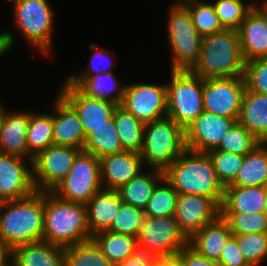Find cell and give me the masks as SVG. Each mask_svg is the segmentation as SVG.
I'll return each instance as SVG.
<instances>
[{
    "label": "cell",
    "instance_id": "15",
    "mask_svg": "<svg viewBox=\"0 0 267 266\" xmlns=\"http://www.w3.org/2000/svg\"><path fill=\"white\" fill-rule=\"evenodd\" d=\"M236 122L234 118L203 111L185 130L186 148L199 153L216 149Z\"/></svg>",
    "mask_w": 267,
    "mask_h": 266
},
{
    "label": "cell",
    "instance_id": "26",
    "mask_svg": "<svg viewBox=\"0 0 267 266\" xmlns=\"http://www.w3.org/2000/svg\"><path fill=\"white\" fill-rule=\"evenodd\" d=\"M66 81L87 96L117 105H121L126 88V85L120 86L113 72L100 73L90 77H68Z\"/></svg>",
    "mask_w": 267,
    "mask_h": 266
},
{
    "label": "cell",
    "instance_id": "25",
    "mask_svg": "<svg viewBox=\"0 0 267 266\" xmlns=\"http://www.w3.org/2000/svg\"><path fill=\"white\" fill-rule=\"evenodd\" d=\"M12 266H65L64 247L45 241L16 246Z\"/></svg>",
    "mask_w": 267,
    "mask_h": 266
},
{
    "label": "cell",
    "instance_id": "6",
    "mask_svg": "<svg viewBox=\"0 0 267 266\" xmlns=\"http://www.w3.org/2000/svg\"><path fill=\"white\" fill-rule=\"evenodd\" d=\"M167 88V116L184 130L204 111L203 78L191 70H171Z\"/></svg>",
    "mask_w": 267,
    "mask_h": 266
},
{
    "label": "cell",
    "instance_id": "1",
    "mask_svg": "<svg viewBox=\"0 0 267 266\" xmlns=\"http://www.w3.org/2000/svg\"><path fill=\"white\" fill-rule=\"evenodd\" d=\"M90 239L86 204L65 201L53 192H44L42 241L65 248Z\"/></svg>",
    "mask_w": 267,
    "mask_h": 266
},
{
    "label": "cell",
    "instance_id": "51",
    "mask_svg": "<svg viewBox=\"0 0 267 266\" xmlns=\"http://www.w3.org/2000/svg\"><path fill=\"white\" fill-rule=\"evenodd\" d=\"M6 112H7L6 109L3 108L2 105L0 104V129Z\"/></svg>",
    "mask_w": 267,
    "mask_h": 266
},
{
    "label": "cell",
    "instance_id": "38",
    "mask_svg": "<svg viewBox=\"0 0 267 266\" xmlns=\"http://www.w3.org/2000/svg\"><path fill=\"white\" fill-rule=\"evenodd\" d=\"M256 1L250 0L249 4H244L242 0H217L213 6L222 27L237 31Z\"/></svg>",
    "mask_w": 267,
    "mask_h": 266
},
{
    "label": "cell",
    "instance_id": "14",
    "mask_svg": "<svg viewBox=\"0 0 267 266\" xmlns=\"http://www.w3.org/2000/svg\"><path fill=\"white\" fill-rule=\"evenodd\" d=\"M59 95L75 110L81 120L86 137L96 127L108 125L117 104L83 94L66 80Z\"/></svg>",
    "mask_w": 267,
    "mask_h": 266
},
{
    "label": "cell",
    "instance_id": "36",
    "mask_svg": "<svg viewBox=\"0 0 267 266\" xmlns=\"http://www.w3.org/2000/svg\"><path fill=\"white\" fill-rule=\"evenodd\" d=\"M189 10L197 32L203 37L222 31L224 28L216 15L213 4L201 0H180Z\"/></svg>",
    "mask_w": 267,
    "mask_h": 266
},
{
    "label": "cell",
    "instance_id": "12",
    "mask_svg": "<svg viewBox=\"0 0 267 266\" xmlns=\"http://www.w3.org/2000/svg\"><path fill=\"white\" fill-rule=\"evenodd\" d=\"M137 243L160 256L178 253L188 246V239L179 229L174 215L145 217Z\"/></svg>",
    "mask_w": 267,
    "mask_h": 266
},
{
    "label": "cell",
    "instance_id": "4",
    "mask_svg": "<svg viewBox=\"0 0 267 266\" xmlns=\"http://www.w3.org/2000/svg\"><path fill=\"white\" fill-rule=\"evenodd\" d=\"M245 63L238 32L223 29L203 36L199 59L191 71L203 79L244 76Z\"/></svg>",
    "mask_w": 267,
    "mask_h": 266
},
{
    "label": "cell",
    "instance_id": "9",
    "mask_svg": "<svg viewBox=\"0 0 267 266\" xmlns=\"http://www.w3.org/2000/svg\"><path fill=\"white\" fill-rule=\"evenodd\" d=\"M15 24L19 33L38 49L47 55L51 50V32L53 25V10L48 0H11Z\"/></svg>",
    "mask_w": 267,
    "mask_h": 266
},
{
    "label": "cell",
    "instance_id": "52",
    "mask_svg": "<svg viewBox=\"0 0 267 266\" xmlns=\"http://www.w3.org/2000/svg\"><path fill=\"white\" fill-rule=\"evenodd\" d=\"M264 8L265 10L267 11V0L265 1H262V3H260Z\"/></svg>",
    "mask_w": 267,
    "mask_h": 266
},
{
    "label": "cell",
    "instance_id": "37",
    "mask_svg": "<svg viewBox=\"0 0 267 266\" xmlns=\"http://www.w3.org/2000/svg\"><path fill=\"white\" fill-rule=\"evenodd\" d=\"M261 143L245 127L236 122L222 138L218 147L213 150H221L245 156Z\"/></svg>",
    "mask_w": 267,
    "mask_h": 266
},
{
    "label": "cell",
    "instance_id": "2",
    "mask_svg": "<svg viewBox=\"0 0 267 266\" xmlns=\"http://www.w3.org/2000/svg\"><path fill=\"white\" fill-rule=\"evenodd\" d=\"M164 178L179 194L212 198L221 206L224 187L207 153L186 149L164 172Z\"/></svg>",
    "mask_w": 267,
    "mask_h": 266
},
{
    "label": "cell",
    "instance_id": "42",
    "mask_svg": "<svg viewBox=\"0 0 267 266\" xmlns=\"http://www.w3.org/2000/svg\"><path fill=\"white\" fill-rule=\"evenodd\" d=\"M238 247L249 266H259L267 257V233L235 235Z\"/></svg>",
    "mask_w": 267,
    "mask_h": 266
},
{
    "label": "cell",
    "instance_id": "5",
    "mask_svg": "<svg viewBox=\"0 0 267 266\" xmlns=\"http://www.w3.org/2000/svg\"><path fill=\"white\" fill-rule=\"evenodd\" d=\"M186 149L185 130L170 117L144 125L140 152L144 165L164 172Z\"/></svg>",
    "mask_w": 267,
    "mask_h": 266
},
{
    "label": "cell",
    "instance_id": "46",
    "mask_svg": "<svg viewBox=\"0 0 267 266\" xmlns=\"http://www.w3.org/2000/svg\"><path fill=\"white\" fill-rule=\"evenodd\" d=\"M158 256L154 251L137 243L133 254L117 266H151Z\"/></svg>",
    "mask_w": 267,
    "mask_h": 266
},
{
    "label": "cell",
    "instance_id": "50",
    "mask_svg": "<svg viewBox=\"0 0 267 266\" xmlns=\"http://www.w3.org/2000/svg\"><path fill=\"white\" fill-rule=\"evenodd\" d=\"M14 41L15 37L11 32L0 33V57L12 48Z\"/></svg>",
    "mask_w": 267,
    "mask_h": 266
},
{
    "label": "cell",
    "instance_id": "47",
    "mask_svg": "<svg viewBox=\"0 0 267 266\" xmlns=\"http://www.w3.org/2000/svg\"><path fill=\"white\" fill-rule=\"evenodd\" d=\"M182 266H222L217 260L206 259L198 255L189 246L178 252Z\"/></svg>",
    "mask_w": 267,
    "mask_h": 266
},
{
    "label": "cell",
    "instance_id": "27",
    "mask_svg": "<svg viewBox=\"0 0 267 266\" xmlns=\"http://www.w3.org/2000/svg\"><path fill=\"white\" fill-rule=\"evenodd\" d=\"M237 122L263 143L267 139V95L245 89Z\"/></svg>",
    "mask_w": 267,
    "mask_h": 266
},
{
    "label": "cell",
    "instance_id": "17",
    "mask_svg": "<svg viewBox=\"0 0 267 266\" xmlns=\"http://www.w3.org/2000/svg\"><path fill=\"white\" fill-rule=\"evenodd\" d=\"M25 158L0 153V200H19L36 190L32 180V167ZM25 162V163H24Z\"/></svg>",
    "mask_w": 267,
    "mask_h": 266
},
{
    "label": "cell",
    "instance_id": "13",
    "mask_svg": "<svg viewBox=\"0 0 267 266\" xmlns=\"http://www.w3.org/2000/svg\"><path fill=\"white\" fill-rule=\"evenodd\" d=\"M121 107L144 124L167 116L166 84H127Z\"/></svg>",
    "mask_w": 267,
    "mask_h": 266
},
{
    "label": "cell",
    "instance_id": "40",
    "mask_svg": "<svg viewBox=\"0 0 267 266\" xmlns=\"http://www.w3.org/2000/svg\"><path fill=\"white\" fill-rule=\"evenodd\" d=\"M144 218L145 213L143 209L123 202L114 216L108 231L118 234H127L137 238L142 228Z\"/></svg>",
    "mask_w": 267,
    "mask_h": 266
},
{
    "label": "cell",
    "instance_id": "3",
    "mask_svg": "<svg viewBox=\"0 0 267 266\" xmlns=\"http://www.w3.org/2000/svg\"><path fill=\"white\" fill-rule=\"evenodd\" d=\"M44 192L35 191L27 198L3 201L0 207V239L12 249L42 241Z\"/></svg>",
    "mask_w": 267,
    "mask_h": 266
},
{
    "label": "cell",
    "instance_id": "34",
    "mask_svg": "<svg viewBox=\"0 0 267 266\" xmlns=\"http://www.w3.org/2000/svg\"><path fill=\"white\" fill-rule=\"evenodd\" d=\"M65 266H115L93 239L64 248Z\"/></svg>",
    "mask_w": 267,
    "mask_h": 266
},
{
    "label": "cell",
    "instance_id": "48",
    "mask_svg": "<svg viewBox=\"0 0 267 266\" xmlns=\"http://www.w3.org/2000/svg\"><path fill=\"white\" fill-rule=\"evenodd\" d=\"M151 266H182L178 253L171 255H160Z\"/></svg>",
    "mask_w": 267,
    "mask_h": 266
},
{
    "label": "cell",
    "instance_id": "45",
    "mask_svg": "<svg viewBox=\"0 0 267 266\" xmlns=\"http://www.w3.org/2000/svg\"><path fill=\"white\" fill-rule=\"evenodd\" d=\"M218 261L222 266H249L238 247L235 235H231L227 240Z\"/></svg>",
    "mask_w": 267,
    "mask_h": 266
},
{
    "label": "cell",
    "instance_id": "29",
    "mask_svg": "<svg viewBox=\"0 0 267 266\" xmlns=\"http://www.w3.org/2000/svg\"><path fill=\"white\" fill-rule=\"evenodd\" d=\"M228 186L267 187V147L263 143L244 156L242 167Z\"/></svg>",
    "mask_w": 267,
    "mask_h": 266
},
{
    "label": "cell",
    "instance_id": "8",
    "mask_svg": "<svg viewBox=\"0 0 267 266\" xmlns=\"http://www.w3.org/2000/svg\"><path fill=\"white\" fill-rule=\"evenodd\" d=\"M101 189L100 159L81 150L67 176L51 192L62 200L86 204Z\"/></svg>",
    "mask_w": 267,
    "mask_h": 266
},
{
    "label": "cell",
    "instance_id": "39",
    "mask_svg": "<svg viewBox=\"0 0 267 266\" xmlns=\"http://www.w3.org/2000/svg\"><path fill=\"white\" fill-rule=\"evenodd\" d=\"M210 157L216 176L223 187L230 185L242 167L244 155L229 153L221 150H210Z\"/></svg>",
    "mask_w": 267,
    "mask_h": 266
},
{
    "label": "cell",
    "instance_id": "54",
    "mask_svg": "<svg viewBox=\"0 0 267 266\" xmlns=\"http://www.w3.org/2000/svg\"><path fill=\"white\" fill-rule=\"evenodd\" d=\"M263 144L267 147V139L263 142Z\"/></svg>",
    "mask_w": 267,
    "mask_h": 266
},
{
    "label": "cell",
    "instance_id": "31",
    "mask_svg": "<svg viewBox=\"0 0 267 266\" xmlns=\"http://www.w3.org/2000/svg\"><path fill=\"white\" fill-rule=\"evenodd\" d=\"M83 150L92 153L99 159L124 151L116 130L114 115L109 119L108 125L94 128L86 137Z\"/></svg>",
    "mask_w": 267,
    "mask_h": 266
},
{
    "label": "cell",
    "instance_id": "32",
    "mask_svg": "<svg viewBox=\"0 0 267 266\" xmlns=\"http://www.w3.org/2000/svg\"><path fill=\"white\" fill-rule=\"evenodd\" d=\"M92 239L115 266L132 255L137 244V238L131 235L118 234L108 230L95 234Z\"/></svg>",
    "mask_w": 267,
    "mask_h": 266
},
{
    "label": "cell",
    "instance_id": "43",
    "mask_svg": "<svg viewBox=\"0 0 267 266\" xmlns=\"http://www.w3.org/2000/svg\"><path fill=\"white\" fill-rule=\"evenodd\" d=\"M244 79L247 90L267 95V57L246 62Z\"/></svg>",
    "mask_w": 267,
    "mask_h": 266
},
{
    "label": "cell",
    "instance_id": "24",
    "mask_svg": "<svg viewBox=\"0 0 267 266\" xmlns=\"http://www.w3.org/2000/svg\"><path fill=\"white\" fill-rule=\"evenodd\" d=\"M122 203L117 190L108 189H101L86 203L91 236L110 228Z\"/></svg>",
    "mask_w": 267,
    "mask_h": 266
},
{
    "label": "cell",
    "instance_id": "30",
    "mask_svg": "<svg viewBox=\"0 0 267 266\" xmlns=\"http://www.w3.org/2000/svg\"><path fill=\"white\" fill-rule=\"evenodd\" d=\"M113 115L123 150L140 153L145 124L120 105L115 108Z\"/></svg>",
    "mask_w": 267,
    "mask_h": 266
},
{
    "label": "cell",
    "instance_id": "28",
    "mask_svg": "<svg viewBox=\"0 0 267 266\" xmlns=\"http://www.w3.org/2000/svg\"><path fill=\"white\" fill-rule=\"evenodd\" d=\"M149 172H141L117 190L122 202L144 210L154 188L164 179L163 171L152 169Z\"/></svg>",
    "mask_w": 267,
    "mask_h": 266
},
{
    "label": "cell",
    "instance_id": "10",
    "mask_svg": "<svg viewBox=\"0 0 267 266\" xmlns=\"http://www.w3.org/2000/svg\"><path fill=\"white\" fill-rule=\"evenodd\" d=\"M81 149L55 145L32 160V180L36 191L51 192L68 174Z\"/></svg>",
    "mask_w": 267,
    "mask_h": 266
},
{
    "label": "cell",
    "instance_id": "33",
    "mask_svg": "<svg viewBox=\"0 0 267 266\" xmlns=\"http://www.w3.org/2000/svg\"><path fill=\"white\" fill-rule=\"evenodd\" d=\"M28 153L34 158L39 152L54 144L53 114L30 112L26 134Z\"/></svg>",
    "mask_w": 267,
    "mask_h": 266
},
{
    "label": "cell",
    "instance_id": "21",
    "mask_svg": "<svg viewBox=\"0 0 267 266\" xmlns=\"http://www.w3.org/2000/svg\"><path fill=\"white\" fill-rule=\"evenodd\" d=\"M30 112H6L0 129V153L28 158L32 167L33 157L28 153L26 134Z\"/></svg>",
    "mask_w": 267,
    "mask_h": 266
},
{
    "label": "cell",
    "instance_id": "44",
    "mask_svg": "<svg viewBox=\"0 0 267 266\" xmlns=\"http://www.w3.org/2000/svg\"><path fill=\"white\" fill-rule=\"evenodd\" d=\"M89 47L92 51L95 52L93 53L90 59V64L88 65V68H86L87 70L84 73H81L80 75L77 76L72 75L70 77H90L100 73L113 72V66L110 63L111 59L108 56V54H106L107 49L103 47V49L98 50L99 48L95 43H91ZM95 60L96 61L98 60V64H96Z\"/></svg>",
    "mask_w": 267,
    "mask_h": 266
},
{
    "label": "cell",
    "instance_id": "35",
    "mask_svg": "<svg viewBox=\"0 0 267 266\" xmlns=\"http://www.w3.org/2000/svg\"><path fill=\"white\" fill-rule=\"evenodd\" d=\"M178 195L179 193L164 178L154 188L152 196L143 210L145 217L175 215Z\"/></svg>",
    "mask_w": 267,
    "mask_h": 266
},
{
    "label": "cell",
    "instance_id": "41",
    "mask_svg": "<svg viewBox=\"0 0 267 266\" xmlns=\"http://www.w3.org/2000/svg\"><path fill=\"white\" fill-rule=\"evenodd\" d=\"M229 224L232 235L267 233V219L263 212L220 213Z\"/></svg>",
    "mask_w": 267,
    "mask_h": 266
},
{
    "label": "cell",
    "instance_id": "19",
    "mask_svg": "<svg viewBox=\"0 0 267 266\" xmlns=\"http://www.w3.org/2000/svg\"><path fill=\"white\" fill-rule=\"evenodd\" d=\"M143 164L140 153L125 150L100 158L103 189L118 190L141 173Z\"/></svg>",
    "mask_w": 267,
    "mask_h": 266
},
{
    "label": "cell",
    "instance_id": "49",
    "mask_svg": "<svg viewBox=\"0 0 267 266\" xmlns=\"http://www.w3.org/2000/svg\"><path fill=\"white\" fill-rule=\"evenodd\" d=\"M13 249L0 239V266H12Z\"/></svg>",
    "mask_w": 267,
    "mask_h": 266
},
{
    "label": "cell",
    "instance_id": "23",
    "mask_svg": "<svg viewBox=\"0 0 267 266\" xmlns=\"http://www.w3.org/2000/svg\"><path fill=\"white\" fill-rule=\"evenodd\" d=\"M267 203L266 186H226L220 213H257L263 212Z\"/></svg>",
    "mask_w": 267,
    "mask_h": 266
},
{
    "label": "cell",
    "instance_id": "16",
    "mask_svg": "<svg viewBox=\"0 0 267 266\" xmlns=\"http://www.w3.org/2000/svg\"><path fill=\"white\" fill-rule=\"evenodd\" d=\"M219 215L220 206L210 197L196 194L178 195L174 216L179 229L188 240Z\"/></svg>",
    "mask_w": 267,
    "mask_h": 266
},
{
    "label": "cell",
    "instance_id": "11",
    "mask_svg": "<svg viewBox=\"0 0 267 266\" xmlns=\"http://www.w3.org/2000/svg\"><path fill=\"white\" fill-rule=\"evenodd\" d=\"M245 89L244 76L203 79L204 111L238 120Z\"/></svg>",
    "mask_w": 267,
    "mask_h": 266
},
{
    "label": "cell",
    "instance_id": "7",
    "mask_svg": "<svg viewBox=\"0 0 267 266\" xmlns=\"http://www.w3.org/2000/svg\"><path fill=\"white\" fill-rule=\"evenodd\" d=\"M169 12L167 32L173 53L171 70H191L199 59L203 37L181 1L171 6Z\"/></svg>",
    "mask_w": 267,
    "mask_h": 266
},
{
    "label": "cell",
    "instance_id": "20",
    "mask_svg": "<svg viewBox=\"0 0 267 266\" xmlns=\"http://www.w3.org/2000/svg\"><path fill=\"white\" fill-rule=\"evenodd\" d=\"M56 98L53 106L54 144L83 150L86 134L78 114L59 94Z\"/></svg>",
    "mask_w": 267,
    "mask_h": 266
},
{
    "label": "cell",
    "instance_id": "18",
    "mask_svg": "<svg viewBox=\"0 0 267 266\" xmlns=\"http://www.w3.org/2000/svg\"><path fill=\"white\" fill-rule=\"evenodd\" d=\"M245 62L267 57V11L255 4L237 30Z\"/></svg>",
    "mask_w": 267,
    "mask_h": 266
},
{
    "label": "cell",
    "instance_id": "22",
    "mask_svg": "<svg viewBox=\"0 0 267 266\" xmlns=\"http://www.w3.org/2000/svg\"><path fill=\"white\" fill-rule=\"evenodd\" d=\"M232 235L229 224L219 215L188 240V246L198 255L219 260L222 249Z\"/></svg>",
    "mask_w": 267,
    "mask_h": 266
},
{
    "label": "cell",
    "instance_id": "53",
    "mask_svg": "<svg viewBox=\"0 0 267 266\" xmlns=\"http://www.w3.org/2000/svg\"><path fill=\"white\" fill-rule=\"evenodd\" d=\"M263 215L266 217V219H267V203H266V205H265V208H264V210H263Z\"/></svg>",
    "mask_w": 267,
    "mask_h": 266
}]
</instances>
